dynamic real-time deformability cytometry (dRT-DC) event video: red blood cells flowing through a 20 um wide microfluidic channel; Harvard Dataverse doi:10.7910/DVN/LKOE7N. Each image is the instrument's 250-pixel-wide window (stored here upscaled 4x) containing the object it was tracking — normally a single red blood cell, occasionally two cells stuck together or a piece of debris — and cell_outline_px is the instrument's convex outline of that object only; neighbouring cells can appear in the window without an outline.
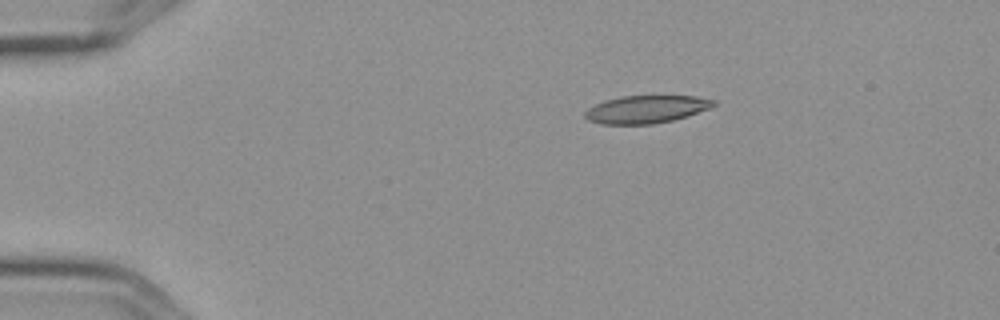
{"species": "Egyptian fruit bat (a non-hibernating species)", "species_latin": "Rousettus aegyptiacus", "temperature_condition": "cold", "stored_images_in_passage": 3, "camera_frame_rate_fps": 3000, "um_per_image_px": 0.085, "frame": {"image": 1, "passage_image": 1, "time_ms": 0.0, "image_size_px": [1000, 320], "cell_outline_px": [[716, 104], [712, 108], [688, 116], [672, 120], [652, 124], [600, 124], [588, 120], [584, 116], [584, 112], [588, 108], [596, 104], [620, 96], [696, 96], [716, 100]], "centroid_in_image_um": [54.96, 9.29], "position_along_channel_um": 30.0, "area_um2": 20.81}}
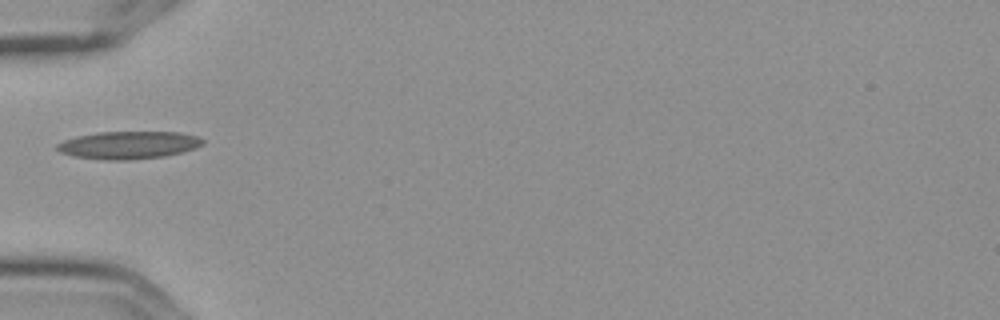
{"frame": {"image": 2, "passage_image": 3, "time_ms": 0.667, "image_size_px": [1000, 320], "cell_outline_px": [[204, 144], [196, 148], [164, 156], [128, 160], [104, 160], [72, 156], [60, 152], [56, 148], [56, 144], [64, 140], [76, 136], [96, 132], [180, 132], [196, 136], [204, 140]], "centroid_in_image_um": [10.9, 12.33], "position_along_channel_um": 74.1, "area_um2": 23.52}}